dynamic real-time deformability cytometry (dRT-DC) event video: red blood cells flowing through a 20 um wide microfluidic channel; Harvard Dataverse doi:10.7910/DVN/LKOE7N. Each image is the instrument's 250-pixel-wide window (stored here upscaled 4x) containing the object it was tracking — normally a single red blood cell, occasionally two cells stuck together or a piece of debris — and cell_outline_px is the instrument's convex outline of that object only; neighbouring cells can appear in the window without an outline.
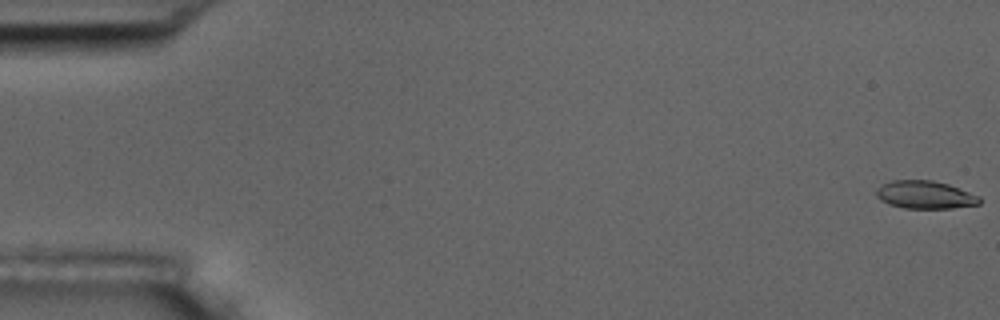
{"species": "common noctule bat (a hibernating species)", "species_latin": "Nyctalus noctula", "temperature_condition": "room temperature", "stored_images_in_passage": 50, "camera_frame_rate_fps": 3000, "um_per_image_px": 0.085, "animal": {"sex": "male", "body_mass_g": 17.5, "forearm_length_mm": 52.3}, "frame": {"image": 1, "passage_image": 1, "time_ms": 0.0, "image_size_px": [1000, 320], "cell_outline_px": [[980, 204], [952, 208], [904, 208], [888, 204], [880, 200], [876, 196], [876, 188], [892, 180], [932, 180], [948, 184], [960, 188], [980, 196]], "centroid_in_image_um": [78.63, 16.56], "position_along_channel_um": 6.4, "area_um2": 16.82}}
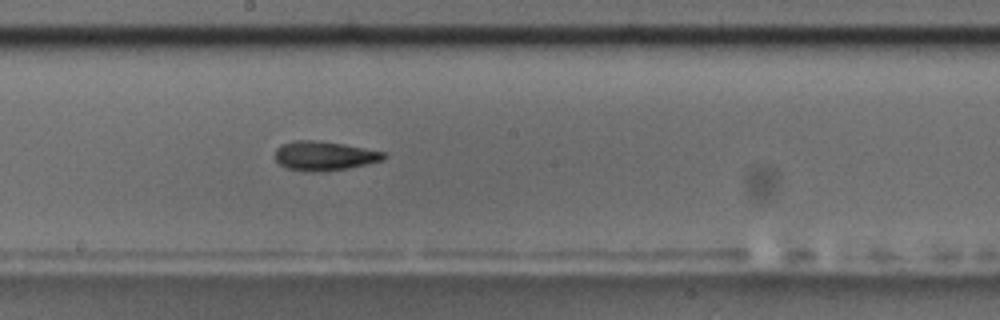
{"frame": {"image": 2, "passage_image": 31, "time_ms": 10.0, "image_size_px": [1000, 320], "cell_outline_px": [[388, 156], [384, 160], [368, 164], [328, 172], [308, 172], [288, 168], [280, 164], [276, 160], [276, 148], [280, 144], [296, 140], [312, 140], [344, 144], [388, 152]], "centroid_in_image_um": [27.62, 13.25], "position_along_channel_um": 220.6, "area_um2": 18.84}}
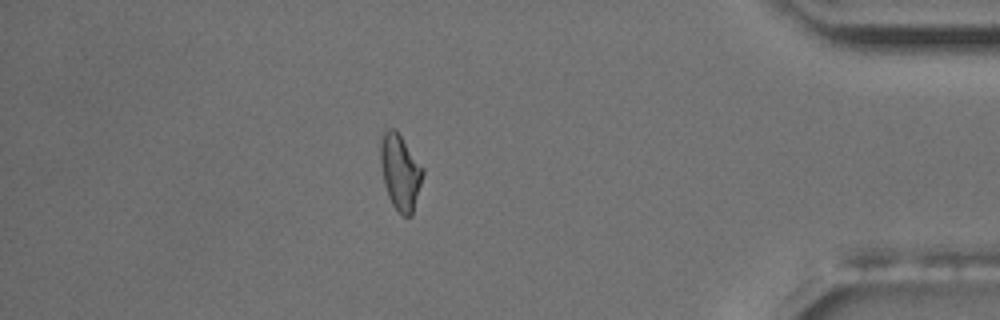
{"frame": {"image": 3, "passage_image": 49, "time_ms": 16.0, "image_size_px": [1000, 320], "cell_outline_px": [[424, 172], [412, 216], [404, 216], [392, 204], [388, 196], [384, 180], [380, 160], [380, 132], [388, 128], [392, 128], [400, 136], [424, 168]], "centroid_in_image_um": [34.01, 14.6], "position_along_channel_um": 401.2, "area_um2": 18.44}}